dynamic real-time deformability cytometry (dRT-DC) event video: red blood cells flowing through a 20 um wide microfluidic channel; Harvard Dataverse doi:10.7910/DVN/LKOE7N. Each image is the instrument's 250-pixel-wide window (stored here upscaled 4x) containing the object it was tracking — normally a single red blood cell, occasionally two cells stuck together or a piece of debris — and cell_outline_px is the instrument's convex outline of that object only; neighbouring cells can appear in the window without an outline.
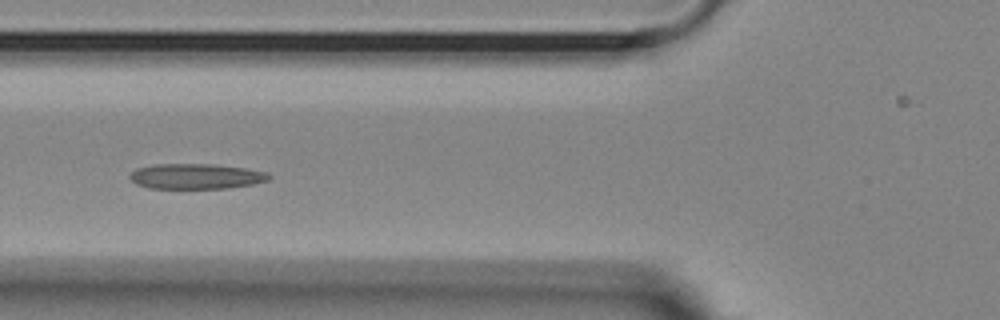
{"species": "Egyptian fruit bat (a non-hibernating species)", "species_latin": "Rousettus aegyptiacus", "temperature_condition": "room temperature", "stored_images_in_passage": 18, "camera_frame_rate_fps": 3000, "um_per_image_px": 0.085, "animal": {"sex": "female"}, "frame": {"image": 1, "passage_image": 5, "time_ms": 1.333, "image_size_px": [1000, 320], "cell_outline_px": [[272, 176], [268, 180], [252, 184], [228, 188], [148, 188], [136, 184], [128, 176], [136, 168], [152, 164], [212, 164], [244, 168], [268, 172]], "centroid_in_image_um": [16.65, 14.98], "position_along_channel_um": 109.2, "area_um2": 20.52}}
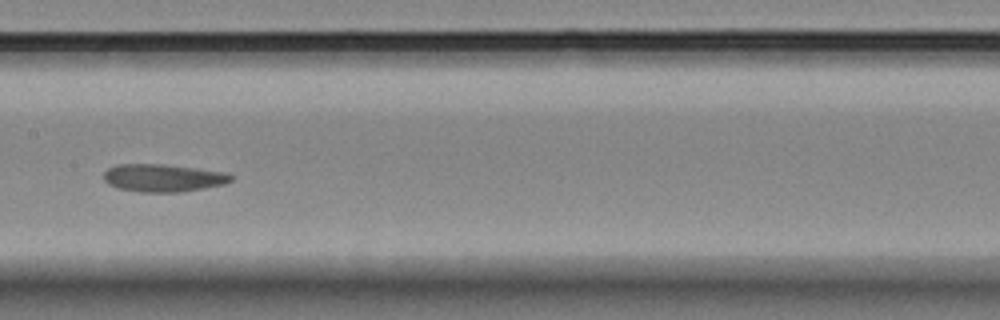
{"frame": {"image": 2, "passage_image": 12, "time_ms": 3.667, "image_size_px": [1000, 320], "cell_outline_px": [[232, 180], [224, 184], [204, 188], [180, 192], [140, 192], [116, 188], [108, 184], [104, 180], [104, 172], [108, 168], [116, 164], [164, 164], [196, 168], [224, 172], [232, 176]], "centroid_in_image_um": [13.82, 15.12], "position_along_channel_um": 193.6, "area_um2": 20.58}}